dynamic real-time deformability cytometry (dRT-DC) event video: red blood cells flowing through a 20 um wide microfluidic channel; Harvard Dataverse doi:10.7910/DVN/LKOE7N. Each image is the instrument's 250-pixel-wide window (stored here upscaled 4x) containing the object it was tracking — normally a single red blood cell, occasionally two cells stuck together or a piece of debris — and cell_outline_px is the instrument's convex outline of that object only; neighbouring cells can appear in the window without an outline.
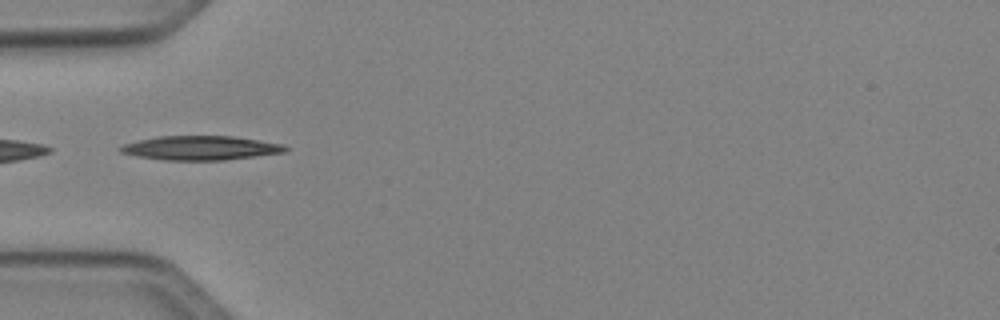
{"species": "Egyptian fruit bat (a non-hibernating species)", "species_latin": "Rousettus aegyptiacus", "temperature_condition": "cold", "stored_images_in_passage": 15, "camera_frame_rate_fps": 3000, "um_per_image_px": 0.085, "animal": {"sex": "female"}, "frame": {"image": 1, "passage_image": 12, "time_ms": 3.667, "image_size_px": [1000, 320], "cell_outline_px": [[288, 148], [284, 152], [256, 156], [224, 160], [164, 160], [136, 156], [120, 152], [116, 148], [124, 144], [156, 136], [232, 136], [284, 144]], "centroid_in_image_um": [17.02, 12.57], "position_along_channel_um": 68.0, "area_um2": 23.18}}